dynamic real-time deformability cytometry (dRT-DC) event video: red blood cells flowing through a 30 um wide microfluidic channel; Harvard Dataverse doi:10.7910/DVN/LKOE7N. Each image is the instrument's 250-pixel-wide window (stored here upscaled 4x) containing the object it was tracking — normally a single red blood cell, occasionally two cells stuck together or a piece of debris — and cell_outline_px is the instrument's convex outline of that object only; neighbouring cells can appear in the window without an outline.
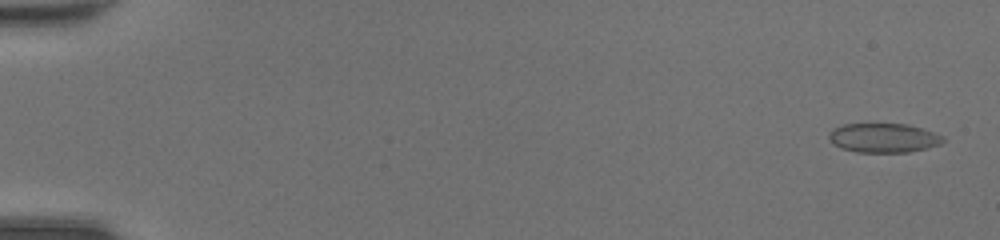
{"species": "common noctule bat (a hibernating species)", "species_latin": "Nyctalus noctula", "temperature_condition": "room temperature", "stored_images_in_passage": 48, "camera_frame_rate_fps": 3000, "um_per_image_px": 0.085, "animal": {"sex": "female", "body_mass_g": 20.0, "forearm_length_mm": 54.0}, "frame": {"image": 1, "passage_image": 2, "time_ms": 0.333, "image_size_px": [1000, 240], "cell_outline_px": [[944, 140], [940, 144], [928, 148], [908, 152], [856, 152], [840, 148], [832, 144], [828, 136], [832, 128], [844, 124], [908, 124], [944, 136]], "centroid_in_image_um": [75.07, 11.72], "position_along_channel_um": 9.9, "area_um2": 19.48}}
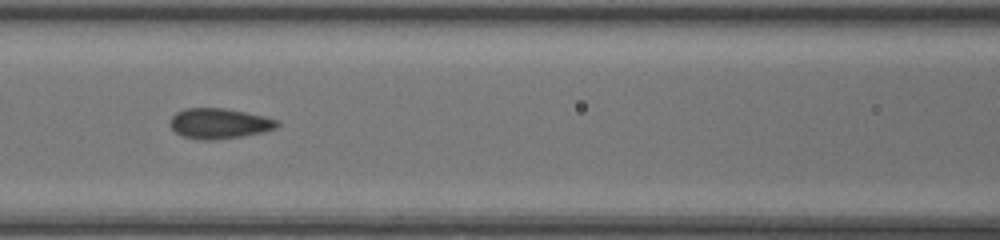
{"frame": {"image": 2, "passage_image": 23, "time_ms": 7.333, "image_size_px": [1000, 240], "cell_outline_px": [[280, 124], [276, 128], [264, 132], [216, 140], [200, 140], [184, 136], [176, 132], [168, 124], [172, 116], [176, 112], [184, 108], [224, 108], [264, 116], [276, 120]], "centroid_in_image_um": [18.61, 10.49], "position_along_channel_um": 148.0, "area_um2": 18.9}}
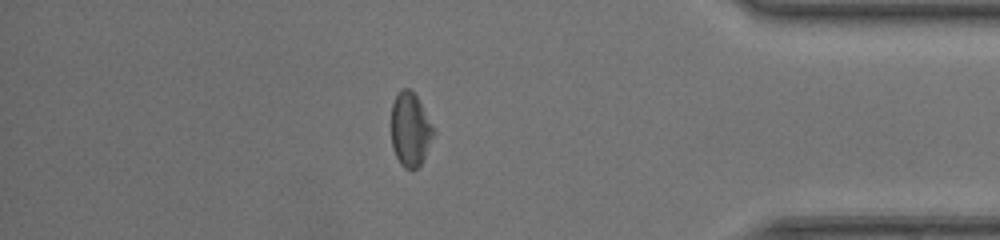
{"frame": {"image": 3, "passage_image": 42, "time_ms": 13.667, "image_size_px": [1000, 240], "cell_outline_px": [[432, 136], [424, 156], [420, 164], [416, 168], [404, 168], [400, 164], [392, 148], [392, 104], [400, 88], [408, 88], [416, 96], [432, 128]], "centroid_in_image_um": [34.81, 11.01], "position_along_channel_um": 400.4, "area_um2": 17.34}, "authors_computed_cell_mechanics": {"area_um2": 18.9873, "velocity_mm_per_s": 4.4361, "shape_relaxation_time_tau1_ms": null, "shape_relaxation_time_tau2_ms": 1.2604, "deformation_change_tau1": null, "deformation_change_tau2": 0.058}}